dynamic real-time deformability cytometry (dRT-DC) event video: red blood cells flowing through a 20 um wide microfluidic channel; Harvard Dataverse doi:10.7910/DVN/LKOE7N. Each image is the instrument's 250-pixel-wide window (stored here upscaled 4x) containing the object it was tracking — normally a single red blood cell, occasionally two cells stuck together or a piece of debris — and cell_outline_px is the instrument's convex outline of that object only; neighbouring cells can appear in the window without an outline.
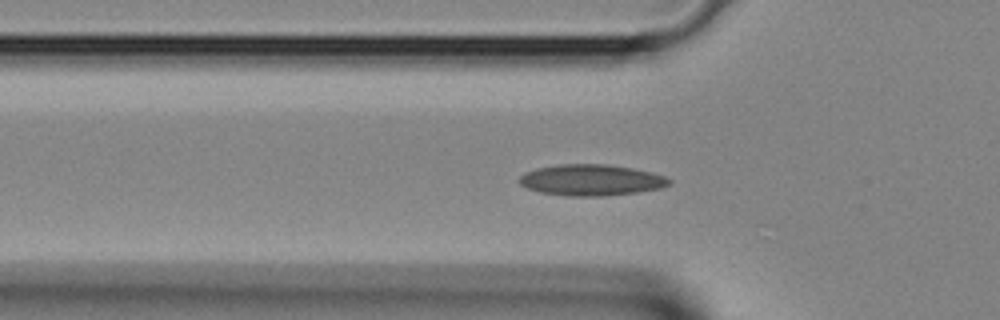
{"species": "Egyptian fruit bat (a non-hibernating species)", "species_latin": "Rousettus aegyptiacus", "temperature_condition": "room temperature", "stored_images_in_passage": 30, "camera_frame_rate_fps": 3000, "um_per_image_px": 0.085, "animal": {"sex": "female"}, "frame": {"image": 1, "passage_image": 3, "time_ms": 0.667, "image_size_px": [1000, 320], "cell_outline_px": [[672, 184], [660, 188], [636, 192], [604, 196], [568, 196], [540, 192], [528, 188], [520, 184], [516, 180], [524, 172], [536, 168], [560, 164], [608, 164], [632, 168], [652, 172], [664, 176], [672, 180]], "centroid_in_image_um": [50.24, 15.3], "position_along_channel_um": 75.6, "area_um2": 27.34}}
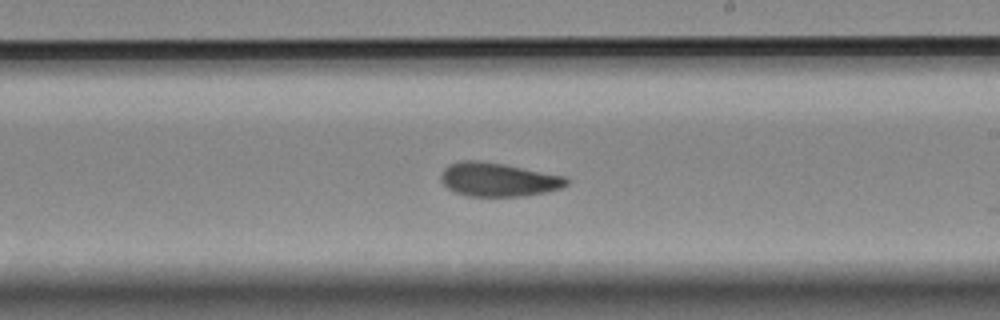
{"frame": {"image": 2, "passage_image": 13, "time_ms": 4.0, "image_size_px": [1000, 320], "cell_outline_px": [[568, 184], [560, 188], [544, 192], [520, 196], [468, 196], [456, 192], [448, 188], [440, 180], [440, 172], [448, 164], [460, 160], [484, 160], [568, 176]], "centroid_in_image_um": [42.33, 15.24], "position_along_channel_um": 246.7, "area_um2": 24.97}}
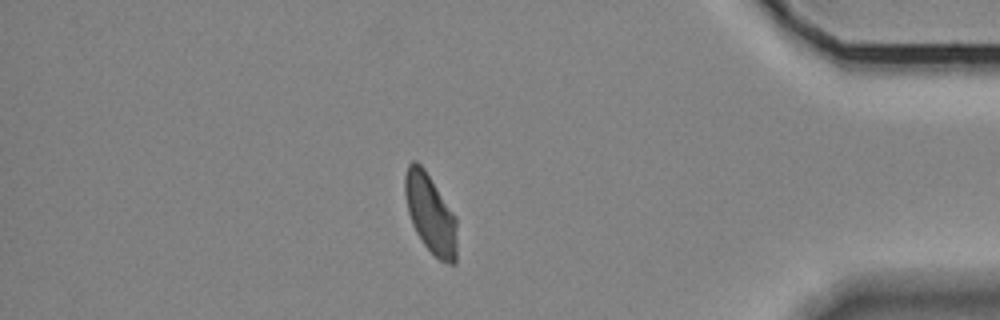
{"frame": {"image": 3, "passage_image": 24, "time_ms": 7.667, "image_size_px": [1000, 320], "cell_outline_px": [[456, 264], [448, 264], [440, 260], [424, 244], [416, 232], [412, 224], [408, 212], [404, 192], [404, 176], [408, 164], [412, 160], [416, 160], [424, 168], [456, 216]], "centroid_in_image_um": [36.57, 18.14], "position_along_channel_um": 398.6, "area_um2": 23.93}}